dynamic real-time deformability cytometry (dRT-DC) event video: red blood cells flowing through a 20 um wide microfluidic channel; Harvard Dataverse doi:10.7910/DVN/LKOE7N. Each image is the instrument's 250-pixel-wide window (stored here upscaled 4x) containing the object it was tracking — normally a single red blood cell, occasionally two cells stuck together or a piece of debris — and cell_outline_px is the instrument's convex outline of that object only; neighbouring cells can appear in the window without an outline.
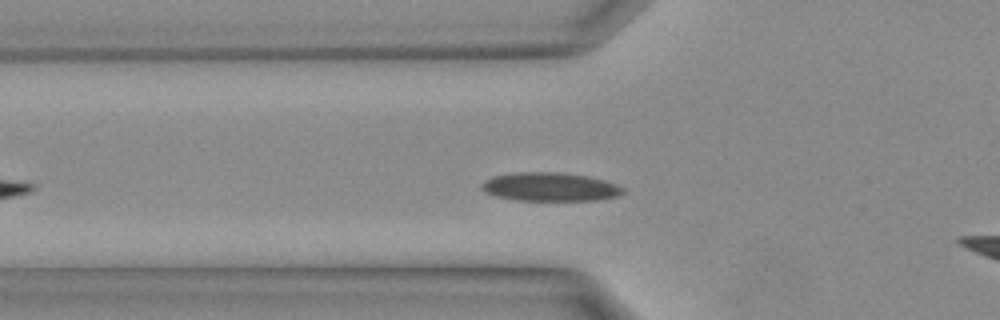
{"species": "Egyptian fruit bat (a non-hibernating species)", "species_latin": "Rousettus aegyptiacus", "temperature_condition": "warm", "stored_images_in_passage": 6, "camera_frame_rate_fps": 3000, "um_per_image_px": 0.085, "animal": {"sex": "female"}, "frame": {"image": 1, "passage_image": 5, "time_ms": 1.333, "image_size_px": [1000, 320], "cell_outline_px": [[624, 192], [616, 196], [596, 200], [516, 200], [496, 196], [484, 192], [480, 188], [480, 184], [484, 180], [492, 176], [516, 172], [560, 172], [588, 176], [604, 180], [616, 184], [624, 188]], "centroid_in_image_um": [46.7, 15.87], "position_along_channel_um": 79.1, "area_um2": 23.64}}